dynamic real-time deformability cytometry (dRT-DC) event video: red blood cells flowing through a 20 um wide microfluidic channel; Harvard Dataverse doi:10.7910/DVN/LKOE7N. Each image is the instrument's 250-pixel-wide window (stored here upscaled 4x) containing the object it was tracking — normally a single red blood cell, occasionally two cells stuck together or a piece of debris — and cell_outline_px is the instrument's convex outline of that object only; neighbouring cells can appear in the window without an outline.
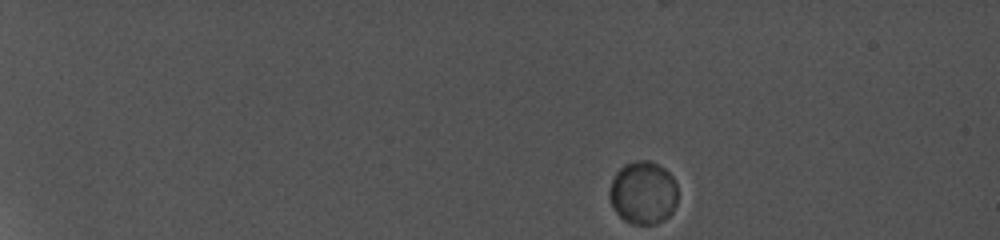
{"species": "common noctule bat (a hibernating species)", "species_latin": "Nyctalus noctula", "temperature_condition": "cold", "stored_images_in_passage": 75, "camera_frame_rate_fps": 5000, "um_per_image_px": 0.085, "animal": {"sex": "female", "body_mass_g": 19.0, "forearm_length_mm": 56.7}, "frame": {"image": 1, "passage_image": 1, "time_ms": 0.0, "image_size_px": [1000, 240], "cell_outline_px": [[676, 204], [672, 212], [664, 220], [656, 224], [632, 224], [624, 220], [612, 208], [608, 196], [608, 192], [612, 180], [616, 172], [624, 164], [636, 160], [648, 160], [664, 168], [672, 176], [676, 184]], "centroid_in_image_um": [54.64, 16.39], "position_along_channel_um": 30.4, "area_um2": 25.2}}
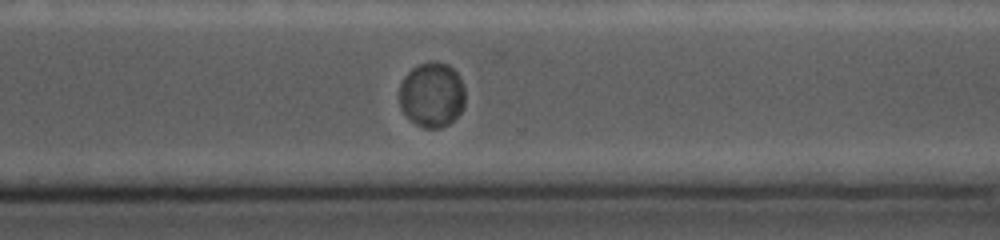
{"frame": {"image": 2, "passage_image": 62, "time_ms": 12.2, "image_size_px": [1000, 240], "cell_outline_px": [[464, 108], [448, 124], [440, 128], [424, 128], [408, 120], [400, 108], [400, 84], [404, 76], [412, 68], [420, 64], [432, 60], [436, 60], [448, 64], [460, 76], [464, 88]], "centroid_in_image_um": [36.7, 8.05], "position_along_channel_um": 333.9, "area_um2": 25.2}}
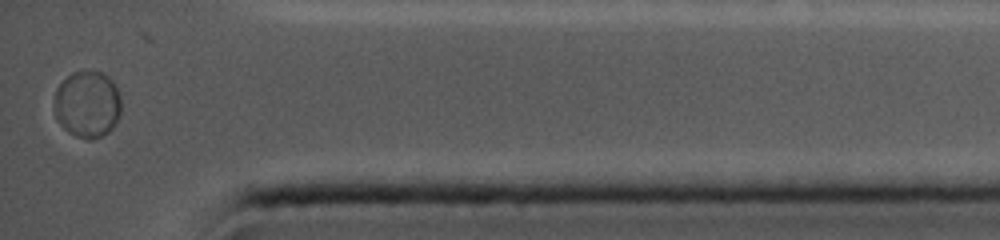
{"frame": {"image": 3, "passage_image": 75, "time_ms": 14.8, "image_size_px": [1000, 240], "cell_outline_px": [[120, 116], [112, 128], [108, 132], [100, 136], [88, 140], [76, 136], [68, 132], [60, 124], [56, 116], [56, 88], [72, 72], [100, 72], [108, 76], [112, 80], [120, 96]], "centroid_in_image_um": [7.45, 8.87], "position_along_channel_um": 427.8, "area_um2": 25.66}}